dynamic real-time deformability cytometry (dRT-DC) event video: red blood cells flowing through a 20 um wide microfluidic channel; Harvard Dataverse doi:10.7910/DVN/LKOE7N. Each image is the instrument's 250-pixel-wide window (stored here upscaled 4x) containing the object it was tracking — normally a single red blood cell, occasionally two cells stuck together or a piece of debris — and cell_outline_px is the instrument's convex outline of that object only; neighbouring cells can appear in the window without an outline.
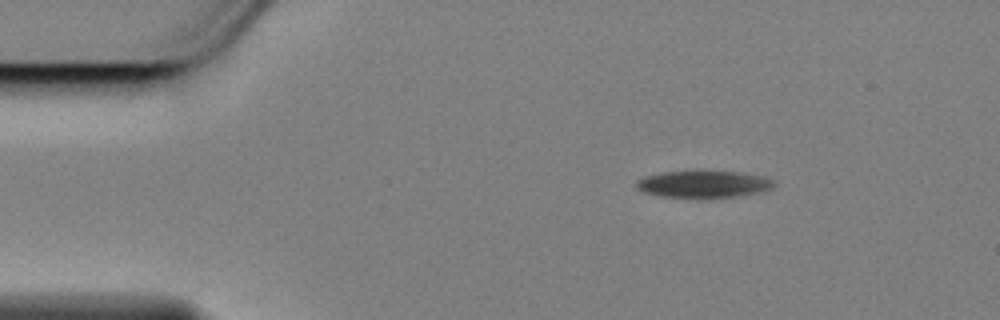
{"species": "Egyptian fruit bat (a non-hibernating species)", "species_latin": "Rousettus aegyptiacus", "temperature_condition": "cold", "stored_images_in_passage": 50, "camera_frame_rate_fps": 3000, "um_per_image_px": 0.085, "animal": {"sex": "female"}, "frame": {"image": 1, "passage_image": 1, "time_ms": 0.0, "image_size_px": [1000, 320], "cell_outline_px": [[776, 184], [772, 188], [760, 192], [740, 196], [708, 200], [696, 200], [660, 196], [644, 192], [636, 188], [636, 180], [644, 176], [664, 172], [736, 172], [764, 176], [776, 180]], "centroid_in_image_um": [59.82, 15.71], "position_along_channel_um": 25.2, "area_um2": 22.37}}
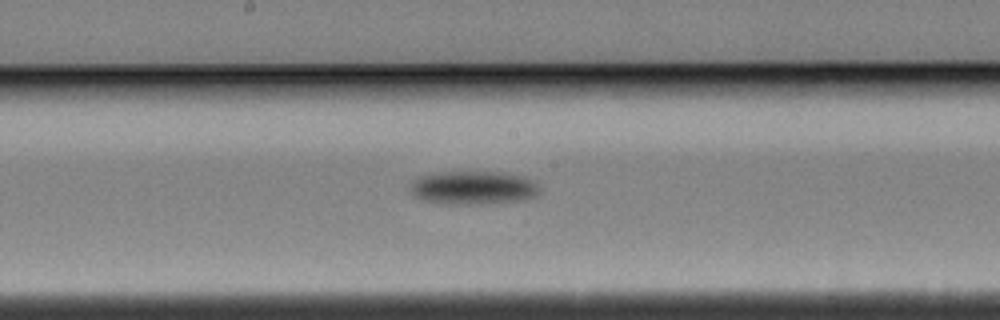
{"frame": {"image": 2, "passage_image": 22, "time_ms": 7.0, "image_size_px": [1000, 320], "cell_outline_px": [[540, 188], [536, 196], [524, 200], [492, 204], [440, 204], [420, 200], [408, 192], [412, 180], [416, 176], [436, 172], [500, 172], [524, 176], [536, 184]], "centroid_in_image_um": [40.15, 15.97], "position_along_channel_um": 208.1, "area_um2": 25.89}}
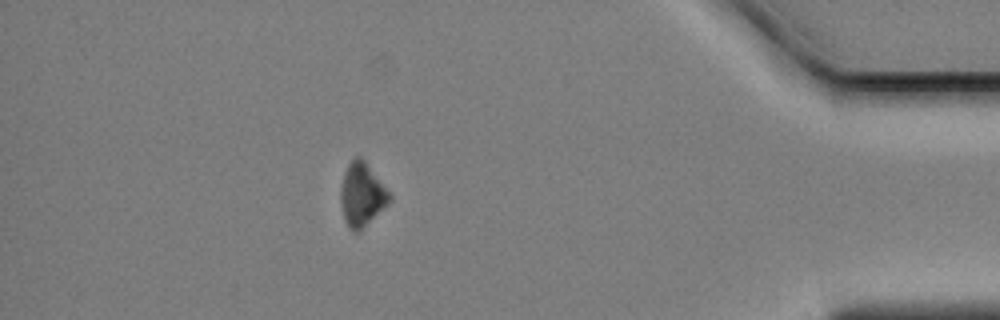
{"frame": {"image": 3, "passage_image": 43, "time_ms": 14.0, "image_size_px": [1000, 320], "cell_outline_px": [[392, 200], [360, 232], [352, 232], [348, 228], [344, 220], [340, 200], [340, 188], [348, 164], [356, 156], [360, 156], [364, 160], [392, 196]], "centroid_in_image_um": [30.75, 16.6], "position_along_channel_um": 404.4, "area_um2": 18.03}}